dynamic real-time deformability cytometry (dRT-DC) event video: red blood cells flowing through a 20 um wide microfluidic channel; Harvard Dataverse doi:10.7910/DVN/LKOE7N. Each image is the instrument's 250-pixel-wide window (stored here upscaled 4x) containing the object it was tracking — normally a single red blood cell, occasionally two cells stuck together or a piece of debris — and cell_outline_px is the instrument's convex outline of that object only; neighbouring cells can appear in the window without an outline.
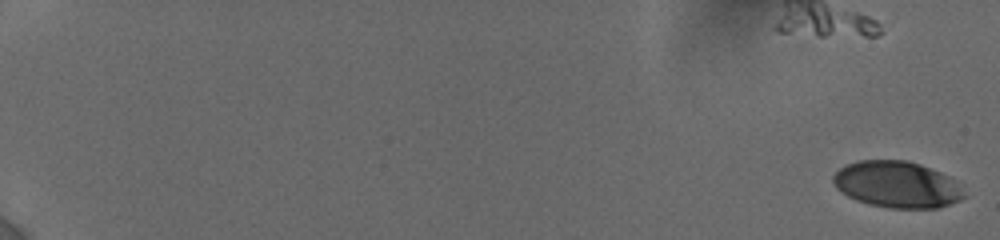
{"species": "human", "species_latin": "Homo sapiens", "temperature_condition": "cold", "stored_images_in_passage": 90, "camera_frame_rate_fps": 3000, "um_per_image_px": 0.085, "donor": {"sex": "female"}, "frame": {"image": 1, "passage_image": 1, "time_ms": 0.0, "image_size_px": [1000, 240], "cell_outline_px": [[968, 196], [960, 200], [936, 208], [892, 208], [868, 204], [856, 200], [848, 196], [836, 188], [832, 180], [832, 176], [844, 164], [856, 160], [908, 160], [920, 164], [940, 172], [956, 180]], "centroid_in_image_um": [76.24, 15.67], "position_along_channel_um": 8.8, "area_um2": 35.72}}
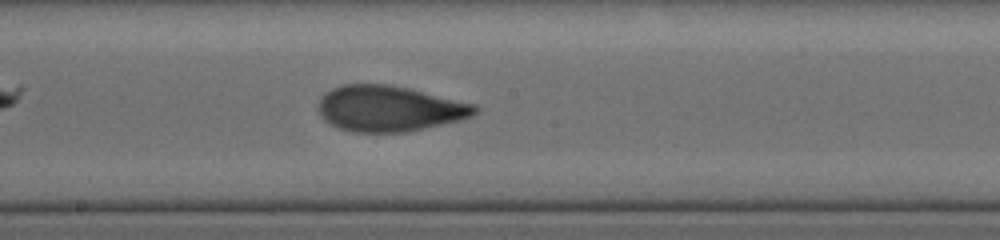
{"frame": {"image": 2, "passage_image": 43, "time_ms": 11.333, "image_size_px": [1000, 240], "cell_outline_px": [[480, 108], [472, 116], [460, 120], [404, 132], [352, 132], [340, 128], [324, 120], [320, 116], [316, 108], [320, 96], [324, 92], [340, 84], [388, 84], [408, 88], [476, 104]], "centroid_in_image_um": [33.04, 9.21], "position_along_channel_um": 215.2, "area_um2": 41.91}}
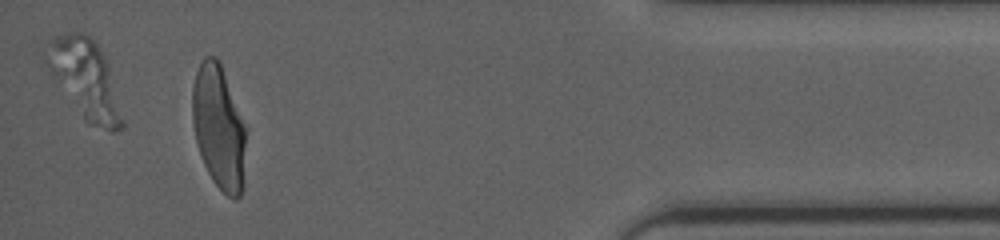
{"frame": {"image": 3, "passage_image": 82, "time_ms": 17.667, "image_size_px": [1000, 240], "cell_outline_px": [[248, 128], [240, 196], [236, 200], [232, 200], [212, 180], [204, 164], [196, 140], [192, 120], [192, 88], [196, 72], [204, 56], [216, 56], [220, 60]], "centroid_in_image_um": [18.62, 10.75], "position_along_channel_um": 416.6, "area_um2": 39.25}, "authors_computed_cell_mechanics": {"area_um2": 39.6797, "velocity_mm_per_s": 3.8396, "shape_relaxation_time_tau1_ms": 4.5155, "shape_relaxation_time_tau2_ms": 1.317, "deformation_change_tau1": 0.1887, "deformation_change_tau2": 0.0775}}